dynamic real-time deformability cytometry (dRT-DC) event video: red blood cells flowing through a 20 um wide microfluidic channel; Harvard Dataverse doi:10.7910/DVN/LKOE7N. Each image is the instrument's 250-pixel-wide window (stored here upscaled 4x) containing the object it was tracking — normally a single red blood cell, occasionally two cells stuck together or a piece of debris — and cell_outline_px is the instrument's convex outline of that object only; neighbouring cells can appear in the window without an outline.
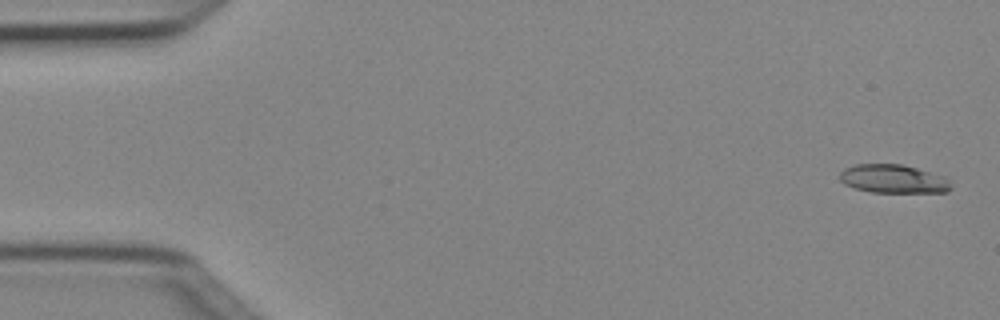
{"species": "Egyptian fruit bat (a non-hibernating species)", "species_latin": "Rousettus aegyptiacus", "temperature_condition": "cold", "stored_images_in_passage": 5, "camera_frame_rate_fps": 3000, "um_per_image_px": 0.085, "animal": {"sex": "female"}, "frame": {"image": 1, "passage_image": 1, "time_ms": 0.0, "image_size_px": [1000, 320], "cell_outline_px": [[952, 188], [948, 192], [872, 192], [856, 188], [844, 184], [840, 180], [840, 172], [844, 168], [856, 164], [900, 164], [916, 168], [944, 176], [948, 180]], "centroid_in_image_um": [75.92, 15.2], "position_along_channel_um": 9.1, "area_um2": 18.38}}
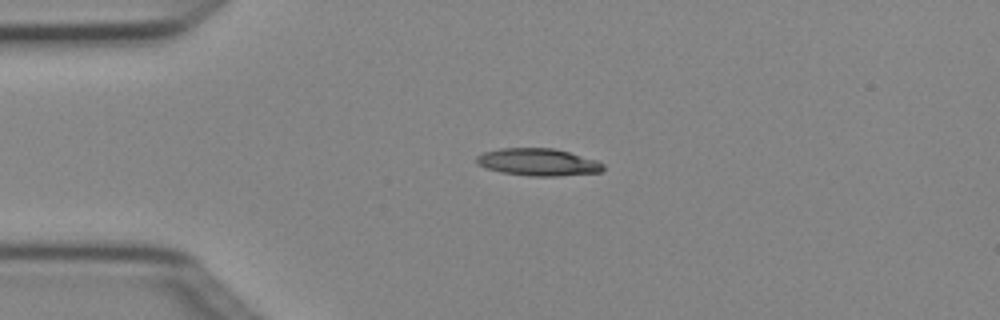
{"frame": {"image": 2, "passage_image": 4, "time_ms": 1.0, "image_size_px": [1000, 320], "cell_outline_px": [[604, 168], [600, 172], [556, 176], [528, 176], [500, 172], [484, 168], [476, 164], [476, 156], [484, 152], [500, 148], [552, 148], [568, 152], [596, 160], [604, 164]], "centroid_in_image_um": [45.68, 13.78], "position_along_channel_um": 39.3, "area_um2": 20.17}}